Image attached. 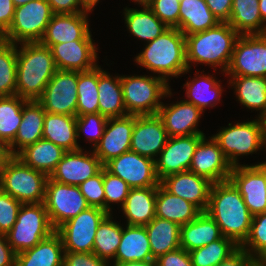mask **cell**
Listing matches in <instances>:
<instances>
[{"instance_id": "6da1fadb", "label": "cell", "mask_w": 266, "mask_h": 266, "mask_svg": "<svg viewBox=\"0 0 266 266\" xmlns=\"http://www.w3.org/2000/svg\"><path fill=\"white\" fill-rule=\"evenodd\" d=\"M206 212L217 223L223 236L233 240L239 247L245 242L253 215L230 180L212 184Z\"/></svg>"}, {"instance_id": "7a4b0ae2", "label": "cell", "mask_w": 266, "mask_h": 266, "mask_svg": "<svg viewBox=\"0 0 266 266\" xmlns=\"http://www.w3.org/2000/svg\"><path fill=\"white\" fill-rule=\"evenodd\" d=\"M19 44L16 95L27 101L38 100L57 71L51 49L40 42Z\"/></svg>"}, {"instance_id": "3957f363", "label": "cell", "mask_w": 266, "mask_h": 266, "mask_svg": "<svg viewBox=\"0 0 266 266\" xmlns=\"http://www.w3.org/2000/svg\"><path fill=\"white\" fill-rule=\"evenodd\" d=\"M134 61L151 73L159 74L169 84V78H178L190 71L186 62L185 35L178 28L169 27L156 39L147 42Z\"/></svg>"}, {"instance_id": "277c9868", "label": "cell", "mask_w": 266, "mask_h": 266, "mask_svg": "<svg viewBox=\"0 0 266 266\" xmlns=\"http://www.w3.org/2000/svg\"><path fill=\"white\" fill-rule=\"evenodd\" d=\"M240 34L227 22L192 35H186V62L188 69L191 64H205L226 73L230 65L234 45ZM197 63V64H196Z\"/></svg>"}, {"instance_id": "5b68a950", "label": "cell", "mask_w": 266, "mask_h": 266, "mask_svg": "<svg viewBox=\"0 0 266 266\" xmlns=\"http://www.w3.org/2000/svg\"><path fill=\"white\" fill-rule=\"evenodd\" d=\"M48 176L8 156L0 168V189L21 204L43 203Z\"/></svg>"}, {"instance_id": "8992f818", "label": "cell", "mask_w": 266, "mask_h": 266, "mask_svg": "<svg viewBox=\"0 0 266 266\" xmlns=\"http://www.w3.org/2000/svg\"><path fill=\"white\" fill-rule=\"evenodd\" d=\"M123 101L129 115H155L164 97H171L170 84L158 75L120 76Z\"/></svg>"}, {"instance_id": "52a82bcc", "label": "cell", "mask_w": 266, "mask_h": 266, "mask_svg": "<svg viewBox=\"0 0 266 266\" xmlns=\"http://www.w3.org/2000/svg\"><path fill=\"white\" fill-rule=\"evenodd\" d=\"M252 121L229 123L212 138L218 143L232 167L239 166L238 156H247L266 148L264 121L256 117Z\"/></svg>"}, {"instance_id": "ba28073f", "label": "cell", "mask_w": 266, "mask_h": 266, "mask_svg": "<svg viewBox=\"0 0 266 266\" xmlns=\"http://www.w3.org/2000/svg\"><path fill=\"white\" fill-rule=\"evenodd\" d=\"M54 232L44 203L22 204L16 222L6 237L17 254L33 248Z\"/></svg>"}, {"instance_id": "9c48e42d", "label": "cell", "mask_w": 266, "mask_h": 266, "mask_svg": "<svg viewBox=\"0 0 266 266\" xmlns=\"http://www.w3.org/2000/svg\"><path fill=\"white\" fill-rule=\"evenodd\" d=\"M53 14L47 0H34L15 7L13 21L3 34V40L14 44L40 42Z\"/></svg>"}, {"instance_id": "30bf717a", "label": "cell", "mask_w": 266, "mask_h": 266, "mask_svg": "<svg viewBox=\"0 0 266 266\" xmlns=\"http://www.w3.org/2000/svg\"><path fill=\"white\" fill-rule=\"evenodd\" d=\"M109 213L98 207H89L66 221L55 231L61 237L65 252H93L95 234Z\"/></svg>"}, {"instance_id": "8fae6325", "label": "cell", "mask_w": 266, "mask_h": 266, "mask_svg": "<svg viewBox=\"0 0 266 266\" xmlns=\"http://www.w3.org/2000/svg\"><path fill=\"white\" fill-rule=\"evenodd\" d=\"M43 203L55 230L90 207L79 186L61 184L49 177Z\"/></svg>"}, {"instance_id": "7c38bea8", "label": "cell", "mask_w": 266, "mask_h": 266, "mask_svg": "<svg viewBox=\"0 0 266 266\" xmlns=\"http://www.w3.org/2000/svg\"><path fill=\"white\" fill-rule=\"evenodd\" d=\"M225 75L266 78V34L240 35Z\"/></svg>"}, {"instance_id": "4fadbf2b", "label": "cell", "mask_w": 266, "mask_h": 266, "mask_svg": "<svg viewBox=\"0 0 266 266\" xmlns=\"http://www.w3.org/2000/svg\"><path fill=\"white\" fill-rule=\"evenodd\" d=\"M78 71L57 70L37 100L47 113L77 116Z\"/></svg>"}, {"instance_id": "5bb4252c", "label": "cell", "mask_w": 266, "mask_h": 266, "mask_svg": "<svg viewBox=\"0 0 266 266\" xmlns=\"http://www.w3.org/2000/svg\"><path fill=\"white\" fill-rule=\"evenodd\" d=\"M104 167L123 179L130 188L157 187L160 184L155 161L131 150L111 159Z\"/></svg>"}, {"instance_id": "9a60e30c", "label": "cell", "mask_w": 266, "mask_h": 266, "mask_svg": "<svg viewBox=\"0 0 266 266\" xmlns=\"http://www.w3.org/2000/svg\"><path fill=\"white\" fill-rule=\"evenodd\" d=\"M206 134L169 137L163 150L155 160L159 180L164 177L188 171L198 143Z\"/></svg>"}, {"instance_id": "2e32d148", "label": "cell", "mask_w": 266, "mask_h": 266, "mask_svg": "<svg viewBox=\"0 0 266 266\" xmlns=\"http://www.w3.org/2000/svg\"><path fill=\"white\" fill-rule=\"evenodd\" d=\"M67 151L49 178L61 184L79 186L98 174L104 165L92 151Z\"/></svg>"}, {"instance_id": "e0dca14e", "label": "cell", "mask_w": 266, "mask_h": 266, "mask_svg": "<svg viewBox=\"0 0 266 266\" xmlns=\"http://www.w3.org/2000/svg\"><path fill=\"white\" fill-rule=\"evenodd\" d=\"M229 180L240 191L253 216L266 212V176L257 164L234 166Z\"/></svg>"}, {"instance_id": "ac0fdd59", "label": "cell", "mask_w": 266, "mask_h": 266, "mask_svg": "<svg viewBox=\"0 0 266 266\" xmlns=\"http://www.w3.org/2000/svg\"><path fill=\"white\" fill-rule=\"evenodd\" d=\"M168 138L163 122L157 114L134 115L131 151L155 161Z\"/></svg>"}, {"instance_id": "d6986e66", "label": "cell", "mask_w": 266, "mask_h": 266, "mask_svg": "<svg viewBox=\"0 0 266 266\" xmlns=\"http://www.w3.org/2000/svg\"><path fill=\"white\" fill-rule=\"evenodd\" d=\"M205 136L193 154L189 171L208 179L212 183L228 181L232 166L228 162L218 143Z\"/></svg>"}, {"instance_id": "ffe728a7", "label": "cell", "mask_w": 266, "mask_h": 266, "mask_svg": "<svg viewBox=\"0 0 266 266\" xmlns=\"http://www.w3.org/2000/svg\"><path fill=\"white\" fill-rule=\"evenodd\" d=\"M133 127L134 115L108 118L103 136L93 149L103 165L130 150Z\"/></svg>"}, {"instance_id": "44dd1931", "label": "cell", "mask_w": 266, "mask_h": 266, "mask_svg": "<svg viewBox=\"0 0 266 266\" xmlns=\"http://www.w3.org/2000/svg\"><path fill=\"white\" fill-rule=\"evenodd\" d=\"M212 182L191 171L168 175L160 180V185L170 194L177 195L205 212L209 203Z\"/></svg>"}, {"instance_id": "7402d4cb", "label": "cell", "mask_w": 266, "mask_h": 266, "mask_svg": "<svg viewBox=\"0 0 266 266\" xmlns=\"http://www.w3.org/2000/svg\"><path fill=\"white\" fill-rule=\"evenodd\" d=\"M52 56L57 70L64 71H87L97 64L98 48L94 40H75L53 44Z\"/></svg>"}, {"instance_id": "603a6c76", "label": "cell", "mask_w": 266, "mask_h": 266, "mask_svg": "<svg viewBox=\"0 0 266 266\" xmlns=\"http://www.w3.org/2000/svg\"><path fill=\"white\" fill-rule=\"evenodd\" d=\"M89 13L53 14L40 43L51 47L53 44L75 40H93L89 28Z\"/></svg>"}, {"instance_id": "cb8c5ba5", "label": "cell", "mask_w": 266, "mask_h": 266, "mask_svg": "<svg viewBox=\"0 0 266 266\" xmlns=\"http://www.w3.org/2000/svg\"><path fill=\"white\" fill-rule=\"evenodd\" d=\"M203 111L184 99L172 104L162 103L157 115L161 118L168 137L205 134L197 128Z\"/></svg>"}, {"instance_id": "d4e9b609", "label": "cell", "mask_w": 266, "mask_h": 266, "mask_svg": "<svg viewBox=\"0 0 266 266\" xmlns=\"http://www.w3.org/2000/svg\"><path fill=\"white\" fill-rule=\"evenodd\" d=\"M44 117L45 110L37 100L25 102L16 137L6 148L8 156H16L26 146L43 138Z\"/></svg>"}, {"instance_id": "484cf974", "label": "cell", "mask_w": 266, "mask_h": 266, "mask_svg": "<svg viewBox=\"0 0 266 266\" xmlns=\"http://www.w3.org/2000/svg\"><path fill=\"white\" fill-rule=\"evenodd\" d=\"M113 264L155 261L145 226L125 225Z\"/></svg>"}, {"instance_id": "4316f807", "label": "cell", "mask_w": 266, "mask_h": 266, "mask_svg": "<svg viewBox=\"0 0 266 266\" xmlns=\"http://www.w3.org/2000/svg\"><path fill=\"white\" fill-rule=\"evenodd\" d=\"M64 247L55 231L33 248L16 254L15 266H63Z\"/></svg>"}, {"instance_id": "83f0119b", "label": "cell", "mask_w": 266, "mask_h": 266, "mask_svg": "<svg viewBox=\"0 0 266 266\" xmlns=\"http://www.w3.org/2000/svg\"><path fill=\"white\" fill-rule=\"evenodd\" d=\"M157 187L131 188L120 208L127 225L145 226L155 218Z\"/></svg>"}, {"instance_id": "f1b7e54d", "label": "cell", "mask_w": 266, "mask_h": 266, "mask_svg": "<svg viewBox=\"0 0 266 266\" xmlns=\"http://www.w3.org/2000/svg\"><path fill=\"white\" fill-rule=\"evenodd\" d=\"M222 237L219 226L206 211L201 212L191 222L180 226V247L187 252L206 246Z\"/></svg>"}, {"instance_id": "f546056e", "label": "cell", "mask_w": 266, "mask_h": 266, "mask_svg": "<svg viewBox=\"0 0 266 266\" xmlns=\"http://www.w3.org/2000/svg\"><path fill=\"white\" fill-rule=\"evenodd\" d=\"M99 113L107 118L128 115L123 101L120 76H111L98 65Z\"/></svg>"}, {"instance_id": "4dcf8cb0", "label": "cell", "mask_w": 266, "mask_h": 266, "mask_svg": "<svg viewBox=\"0 0 266 266\" xmlns=\"http://www.w3.org/2000/svg\"><path fill=\"white\" fill-rule=\"evenodd\" d=\"M43 138L66 152L82 149L77 142L76 116L45 112Z\"/></svg>"}, {"instance_id": "1f68e13d", "label": "cell", "mask_w": 266, "mask_h": 266, "mask_svg": "<svg viewBox=\"0 0 266 266\" xmlns=\"http://www.w3.org/2000/svg\"><path fill=\"white\" fill-rule=\"evenodd\" d=\"M229 86L241 105L259 111V118L266 116V78L253 76H229Z\"/></svg>"}, {"instance_id": "d6a6232c", "label": "cell", "mask_w": 266, "mask_h": 266, "mask_svg": "<svg viewBox=\"0 0 266 266\" xmlns=\"http://www.w3.org/2000/svg\"><path fill=\"white\" fill-rule=\"evenodd\" d=\"M65 152L58 145L42 138L26 146L16 156L26 166L41 171L49 177Z\"/></svg>"}, {"instance_id": "836d02e7", "label": "cell", "mask_w": 266, "mask_h": 266, "mask_svg": "<svg viewBox=\"0 0 266 266\" xmlns=\"http://www.w3.org/2000/svg\"><path fill=\"white\" fill-rule=\"evenodd\" d=\"M201 211L192 203L170 194L160 184L157 186L155 216L185 225L194 220Z\"/></svg>"}, {"instance_id": "e575fe53", "label": "cell", "mask_w": 266, "mask_h": 266, "mask_svg": "<svg viewBox=\"0 0 266 266\" xmlns=\"http://www.w3.org/2000/svg\"><path fill=\"white\" fill-rule=\"evenodd\" d=\"M123 13L129 33L146 43L153 41L169 28L148 6L142 9L126 6Z\"/></svg>"}, {"instance_id": "d590c367", "label": "cell", "mask_w": 266, "mask_h": 266, "mask_svg": "<svg viewBox=\"0 0 266 266\" xmlns=\"http://www.w3.org/2000/svg\"><path fill=\"white\" fill-rule=\"evenodd\" d=\"M218 19L213 15L205 0H182L179 9V30L186 36L216 26Z\"/></svg>"}, {"instance_id": "8d00e7d4", "label": "cell", "mask_w": 266, "mask_h": 266, "mask_svg": "<svg viewBox=\"0 0 266 266\" xmlns=\"http://www.w3.org/2000/svg\"><path fill=\"white\" fill-rule=\"evenodd\" d=\"M186 89V102L194 104L203 112L205 108L216 107L220 102L223 92L220 81L216 80L213 75H199L196 71L195 77L192 80L186 81L183 88Z\"/></svg>"}, {"instance_id": "74e56055", "label": "cell", "mask_w": 266, "mask_h": 266, "mask_svg": "<svg viewBox=\"0 0 266 266\" xmlns=\"http://www.w3.org/2000/svg\"><path fill=\"white\" fill-rule=\"evenodd\" d=\"M145 229L154 259L180 248V226L177 223L155 217L145 225Z\"/></svg>"}, {"instance_id": "f35d334b", "label": "cell", "mask_w": 266, "mask_h": 266, "mask_svg": "<svg viewBox=\"0 0 266 266\" xmlns=\"http://www.w3.org/2000/svg\"><path fill=\"white\" fill-rule=\"evenodd\" d=\"M228 23L240 35L266 34L259 11V0H233Z\"/></svg>"}, {"instance_id": "ab89813d", "label": "cell", "mask_w": 266, "mask_h": 266, "mask_svg": "<svg viewBox=\"0 0 266 266\" xmlns=\"http://www.w3.org/2000/svg\"><path fill=\"white\" fill-rule=\"evenodd\" d=\"M26 101L17 95L0 97V143L5 148L16 137L22 121V108Z\"/></svg>"}, {"instance_id": "60d3db41", "label": "cell", "mask_w": 266, "mask_h": 266, "mask_svg": "<svg viewBox=\"0 0 266 266\" xmlns=\"http://www.w3.org/2000/svg\"><path fill=\"white\" fill-rule=\"evenodd\" d=\"M122 226L113 220L109 213L100 223L95 234L93 253L99 258L111 262L116 255L122 237Z\"/></svg>"}, {"instance_id": "b9f144b4", "label": "cell", "mask_w": 266, "mask_h": 266, "mask_svg": "<svg viewBox=\"0 0 266 266\" xmlns=\"http://www.w3.org/2000/svg\"><path fill=\"white\" fill-rule=\"evenodd\" d=\"M77 115L99 112L98 65L93 69L78 72Z\"/></svg>"}, {"instance_id": "7bdbcfd3", "label": "cell", "mask_w": 266, "mask_h": 266, "mask_svg": "<svg viewBox=\"0 0 266 266\" xmlns=\"http://www.w3.org/2000/svg\"><path fill=\"white\" fill-rule=\"evenodd\" d=\"M239 246L223 236L210 244L189 251L193 266H217L233 254Z\"/></svg>"}, {"instance_id": "ee69618b", "label": "cell", "mask_w": 266, "mask_h": 266, "mask_svg": "<svg viewBox=\"0 0 266 266\" xmlns=\"http://www.w3.org/2000/svg\"><path fill=\"white\" fill-rule=\"evenodd\" d=\"M17 44L0 43V97L16 95Z\"/></svg>"}, {"instance_id": "f6af8a7d", "label": "cell", "mask_w": 266, "mask_h": 266, "mask_svg": "<svg viewBox=\"0 0 266 266\" xmlns=\"http://www.w3.org/2000/svg\"><path fill=\"white\" fill-rule=\"evenodd\" d=\"M240 247L255 260L266 256V212L253 216L249 235Z\"/></svg>"}, {"instance_id": "bcb514c9", "label": "cell", "mask_w": 266, "mask_h": 266, "mask_svg": "<svg viewBox=\"0 0 266 266\" xmlns=\"http://www.w3.org/2000/svg\"><path fill=\"white\" fill-rule=\"evenodd\" d=\"M108 118L98 113H90L76 116V133L77 141L81 138V134L86 135V141L93 146L98 144L103 136L104 128Z\"/></svg>"}, {"instance_id": "7dc6e473", "label": "cell", "mask_w": 266, "mask_h": 266, "mask_svg": "<svg viewBox=\"0 0 266 266\" xmlns=\"http://www.w3.org/2000/svg\"><path fill=\"white\" fill-rule=\"evenodd\" d=\"M103 188L105 194V211L112 213L111 203L123 206L129 194V185L121 178L110 173L103 167Z\"/></svg>"}, {"instance_id": "c3c4849f", "label": "cell", "mask_w": 266, "mask_h": 266, "mask_svg": "<svg viewBox=\"0 0 266 266\" xmlns=\"http://www.w3.org/2000/svg\"><path fill=\"white\" fill-rule=\"evenodd\" d=\"M79 188L90 207H98L105 210L103 168L98 174L81 183Z\"/></svg>"}, {"instance_id": "681fc988", "label": "cell", "mask_w": 266, "mask_h": 266, "mask_svg": "<svg viewBox=\"0 0 266 266\" xmlns=\"http://www.w3.org/2000/svg\"><path fill=\"white\" fill-rule=\"evenodd\" d=\"M21 203L0 189V234L6 235L14 226Z\"/></svg>"}, {"instance_id": "f907efd6", "label": "cell", "mask_w": 266, "mask_h": 266, "mask_svg": "<svg viewBox=\"0 0 266 266\" xmlns=\"http://www.w3.org/2000/svg\"><path fill=\"white\" fill-rule=\"evenodd\" d=\"M148 7L168 27L179 29L180 2L178 0H152Z\"/></svg>"}, {"instance_id": "816d5d0a", "label": "cell", "mask_w": 266, "mask_h": 266, "mask_svg": "<svg viewBox=\"0 0 266 266\" xmlns=\"http://www.w3.org/2000/svg\"><path fill=\"white\" fill-rule=\"evenodd\" d=\"M63 266H112L111 262L99 258L93 252H65Z\"/></svg>"}, {"instance_id": "f5cc1de1", "label": "cell", "mask_w": 266, "mask_h": 266, "mask_svg": "<svg viewBox=\"0 0 266 266\" xmlns=\"http://www.w3.org/2000/svg\"><path fill=\"white\" fill-rule=\"evenodd\" d=\"M54 14H76L92 12L82 0H47Z\"/></svg>"}, {"instance_id": "db71d44e", "label": "cell", "mask_w": 266, "mask_h": 266, "mask_svg": "<svg viewBox=\"0 0 266 266\" xmlns=\"http://www.w3.org/2000/svg\"><path fill=\"white\" fill-rule=\"evenodd\" d=\"M156 266H193L189 252L183 248L167 252L155 259Z\"/></svg>"}, {"instance_id": "11a10c76", "label": "cell", "mask_w": 266, "mask_h": 266, "mask_svg": "<svg viewBox=\"0 0 266 266\" xmlns=\"http://www.w3.org/2000/svg\"><path fill=\"white\" fill-rule=\"evenodd\" d=\"M205 2L219 22L228 23L233 0H205Z\"/></svg>"}, {"instance_id": "9f6ffc18", "label": "cell", "mask_w": 266, "mask_h": 266, "mask_svg": "<svg viewBox=\"0 0 266 266\" xmlns=\"http://www.w3.org/2000/svg\"><path fill=\"white\" fill-rule=\"evenodd\" d=\"M15 6L12 0H0V32L4 34L14 18Z\"/></svg>"}, {"instance_id": "6f0895ef", "label": "cell", "mask_w": 266, "mask_h": 266, "mask_svg": "<svg viewBox=\"0 0 266 266\" xmlns=\"http://www.w3.org/2000/svg\"><path fill=\"white\" fill-rule=\"evenodd\" d=\"M254 261L255 259L251 255L239 247L233 254L224 259L217 266H250Z\"/></svg>"}, {"instance_id": "680465c9", "label": "cell", "mask_w": 266, "mask_h": 266, "mask_svg": "<svg viewBox=\"0 0 266 266\" xmlns=\"http://www.w3.org/2000/svg\"><path fill=\"white\" fill-rule=\"evenodd\" d=\"M16 253L8 243L7 237L0 234V266H15Z\"/></svg>"}, {"instance_id": "91938a15", "label": "cell", "mask_w": 266, "mask_h": 266, "mask_svg": "<svg viewBox=\"0 0 266 266\" xmlns=\"http://www.w3.org/2000/svg\"><path fill=\"white\" fill-rule=\"evenodd\" d=\"M112 266H156L155 261L112 264Z\"/></svg>"}, {"instance_id": "94428289", "label": "cell", "mask_w": 266, "mask_h": 266, "mask_svg": "<svg viewBox=\"0 0 266 266\" xmlns=\"http://www.w3.org/2000/svg\"><path fill=\"white\" fill-rule=\"evenodd\" d=\"M259 11L262 21L266 22V0H259Z\"/></svg>"}, {"instance_id": "6125c7cd", "label": "cell", "mask_w": 266, "mask_h": 266, "mask_svg": "<svg viewBox=\"0 0 266 266\" xmlns=\"http://www.w3.org/2000/svg\"><path fill=\"white\" fill-rule=\"evenodd\" d=\"M8 157L6 148L0 143V168L3 165L4 160Z\"/></svg>"}, {"instance_id": "be15d7a7", "label": "cell", "mask_w": 266, "mask_h": 266, "mask_svg": "<svg viewBox=\"0 0 266 266\" xmlns=\"http://www.w3.org/2000/svg\"><path fill=\"white\" fill-rule=\"evenodd\" d=\"M83 3L91 10L93 11V8L99 3V0H82Z\"/></svg>"}, {"instance_id": "e7e4bbea", "label": "cell", "mask_w": 266, "mask_h": 266, "mask_svg": "<svg viewBox=\"0 0 266 266\" xmlns=\"http://www.w3.org/2000/svg\"><path fill=\"white\" fill-rule=\"evenodd\" d=\"M132 2H134L135 4L138 3V5L141 7H144V6H149L152 2V0H132Z\"/></svg>"}, {"instance_id": "03108f58", "label": "cell", "mask_w": 266, "mask_h": 266, "mask_svg": "<svg viewBox=\"0 0 266 266\" xmlns=\"http://www.w3.org/2000/svg\"><path fill=\"white\" fill-rule=\"evenodd\" d=\"M13 4L15 7H19V6H23L27 3H29L30 1H34V0H12Z\"/></svg>"}, {"instance_id": "003e7915", "label": "cell", "mask_w": 266, "mask_h": 266, "mask_svg": "<svg viewBox=\"0 0 266 266\" xmlns=\"http://www.w3.org/2000/svg\"><path fill=\"white\" fill-rule=\"evenodd\" d=\"M257 165L264 171V174L266 176V161L261 163L259 162Z\"/></svg>"}, {"instance_id": "a7ac6f4b", "label": "cell", "mask_w": 266, "mask_h": 266, "mask_svg": "<svg viewBox=\"0 0 266 266\" xmlns=\"http://www.w3.org/2000/svg\"><path fill=\"white\" fill-rule=\"evenodd\" d=\"M258 261H259L263 266H266V256H265V257H262V258H259Z\"/></svg>"}, {"instance_id": "89a4df30", "label": "cell", "mask_w": 266, "mask_h": 266, "mask_svg": "<svg viewBox=\"0 0 266 266\" xmlns=\"http://www.w3.org/2000/svg\"><path fill=\"white\" fill-rule=\"evenodd\" d=\"M250 266H263L258 260H255Z\"/></svg>"}, {"instance_id": "2644e50d", "label": "cell", "mask_w": 266, "mask_h": 266, "mask_svg": "<svg viewBox=\"0 0 266 266\" xmlns=\"http://www.w3.org/2000/svg\"><path fill=\"white\" fill-rule=\"evenodd\" d=\"M263 121H264V132H265V143H266V116L263 118Z\"/></svg>"}, {"instance_id": "8c879c8a", "label": "cell", "mask_w": 266, "mask_h": 266, "mask_svg": "<svg viewBox=\"0 0 266 266\" xmlns=\"http://www.w3.org/2000/svg\"><path fill=\"white\" fill-rule=\"evenodd\" d=\"M3 41V34L0 32V43Z\"/></svg>"}]
</instances>
